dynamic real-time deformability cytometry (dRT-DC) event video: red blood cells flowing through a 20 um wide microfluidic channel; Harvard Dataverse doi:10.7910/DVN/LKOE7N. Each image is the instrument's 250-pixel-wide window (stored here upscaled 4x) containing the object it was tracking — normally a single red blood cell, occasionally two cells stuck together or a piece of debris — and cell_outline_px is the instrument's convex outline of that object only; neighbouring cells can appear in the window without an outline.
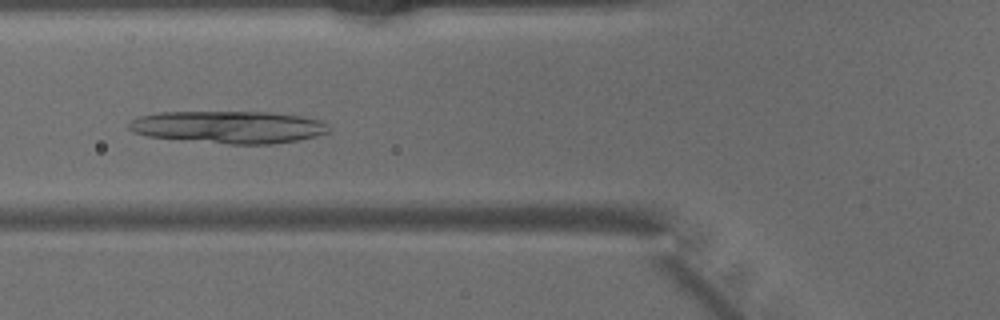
{"species": "common noctule bat (a hibernating species)", "species_latin": "Nyctalus noctula", "temperature_condition": "warm", "stored_images_in_passage": 39, "camera_frame_rate_fps": 3000, "um_per_image_px": 0.085, "animal": {"sex": "male", "body_mass_g": 15.6}, "frame": {"image": 1, "passage_image": 10, "time_ms": 3.0, "image_size_px": [1000, 320], "cell_outline_px": [[332, 128], [328, 132], [316, 136], [296, 140], [272, 144], [228, 144], [148, 136], [132, 132], [128, 128], [128, 124], [132, 120], [140, 116], [160, 112], [268, 112], [300, 116], [324, 120]], "centroid_in_image_um": [19.48, 10.8], "position_along_channel_um": 106.3, "area_um2": 37.69}}
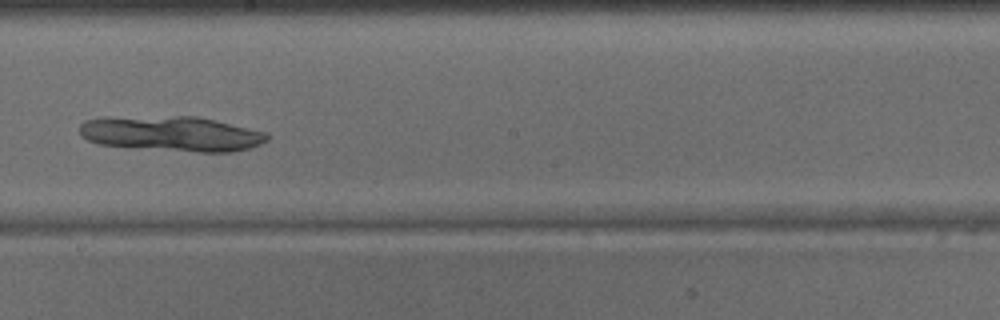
{"frame": {"image": 2, "passage_image": 19, "time_ms": 6.0, "image_size_px": [1000, 320], "cell_outline_px": [[268, 140], [252, 148], [232, 152], [200, 152], [128, 148], [100, 144], [88, 140], [80, 136], [80, 124], [84, 120], [104, 116], [196, 116], [268, 132]], "centroid_in_image_um": [14.55, 11.36], "position_along_channel_um": 233.7, "area_um2": 39.13}}
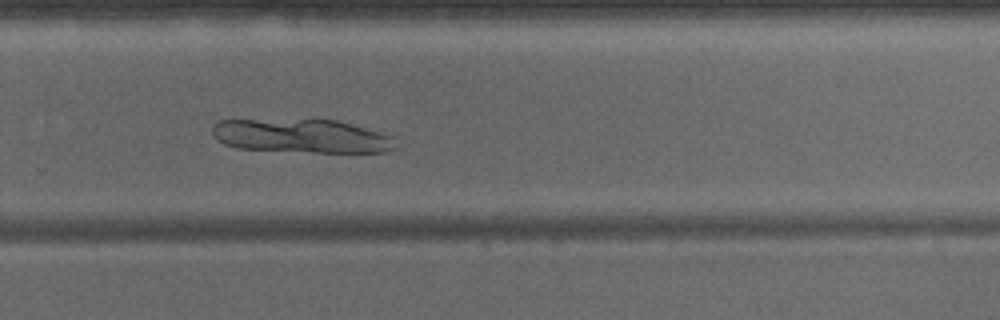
{"frame": {"image": 3, "passage_image": 24, "time_ms": 7.667, "image_size_px": [1000, 320], "cell_outline_px": [[396, 148], [384, 152], [316, 152], [236, 148], [224, 144], [212, 132], [212, 124], [220, 120], [312, 116], [336, 120], [392, 136]], "centroid_in_image_um": [25.57, 11.5], "position_along_channel_um": 304.2, "area_um2": 37.17}}